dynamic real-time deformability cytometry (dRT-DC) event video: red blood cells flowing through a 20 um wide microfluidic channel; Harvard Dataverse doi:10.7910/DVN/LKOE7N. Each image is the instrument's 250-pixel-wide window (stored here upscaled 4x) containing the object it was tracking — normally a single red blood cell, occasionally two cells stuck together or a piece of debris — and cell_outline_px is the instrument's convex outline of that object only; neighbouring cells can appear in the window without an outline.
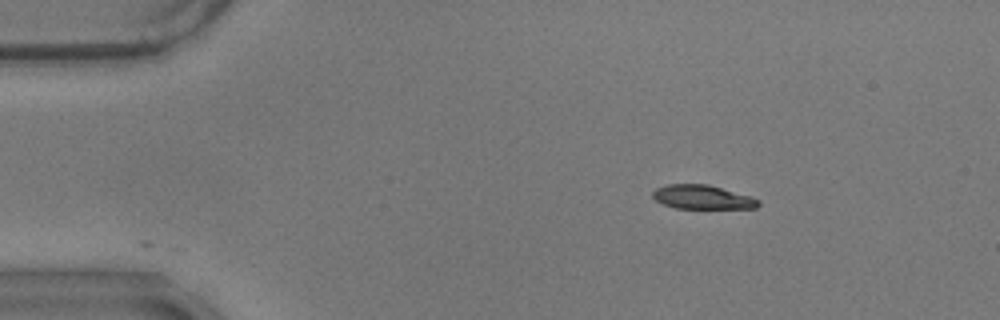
{"species": "common noctule bat (a hibernating species)", "species_latin": "Nyctalus noctula", "temperature_condition": "warm", "stored_images_in_passage": 2, "camera_frame_rate_fps": 3000, "um_per_image_px": 0.085, "animal": {"sex": "male", "body_mass_g": 17.9}, "frame": {"image": 1, "passage_image": 1, "time_ms": 0.0, "image_size_px": [1000, 320], "cell_outline_px": [[760, 204], [756, 208], [676, 208], [664, 204], [656, 200], [652, 196], [652, 192], [656, 188], [668, 184], [708, 184], [748, 196], [760, 200]], "centroid_in_image_um": [59.68, 16.75], "position_along_channel_um": 25.3, "area_um2": 14.57}}